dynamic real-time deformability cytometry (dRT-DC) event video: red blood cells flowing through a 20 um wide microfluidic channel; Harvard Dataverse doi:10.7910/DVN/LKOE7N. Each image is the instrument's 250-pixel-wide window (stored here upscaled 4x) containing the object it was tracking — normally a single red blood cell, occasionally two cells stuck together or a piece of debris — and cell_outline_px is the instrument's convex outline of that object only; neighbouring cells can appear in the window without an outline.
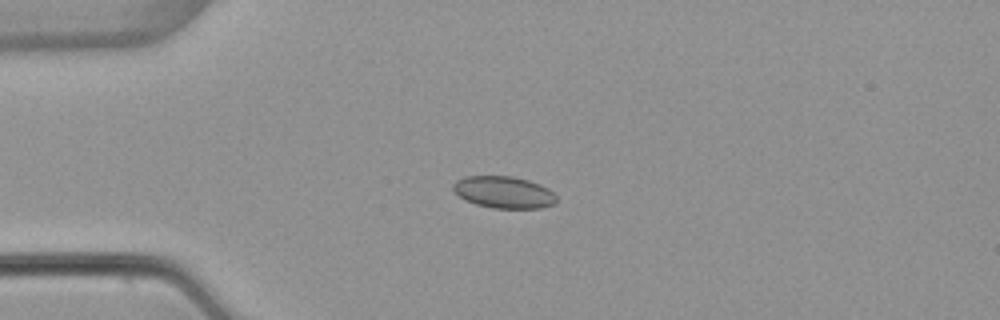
{"species": "common noctule bat (a hibernating species)", "species_latin": "Nyctalus noctula", "temperature_condition": "warm", "stored_images_in_passage": 40, "camera_frame_rate_fps": 3000, "um_per_image_px": 0.085, "animal": {"sex": "female", "body_mass_g": 22.7, "forearm_length_mm": 54.2}, "frame": {"image": 1, "passage_image": 1, "time_ms": 0.0, "image_size_px": [1000, 320], "cell_outline_px": [[556, 200], [552, 204], [540, 208], [492, 208], [476, 204], [460, 196], [452, 188], [452, 184], [456, 180], [464, 176], [512, 176], [528, 180], [540, 184], [548, 188], [556, 196]], "centroid_in_image_um": [42.81, 16.33], "position_along_channel_um": 42.2, "area_um2": 19.07}}
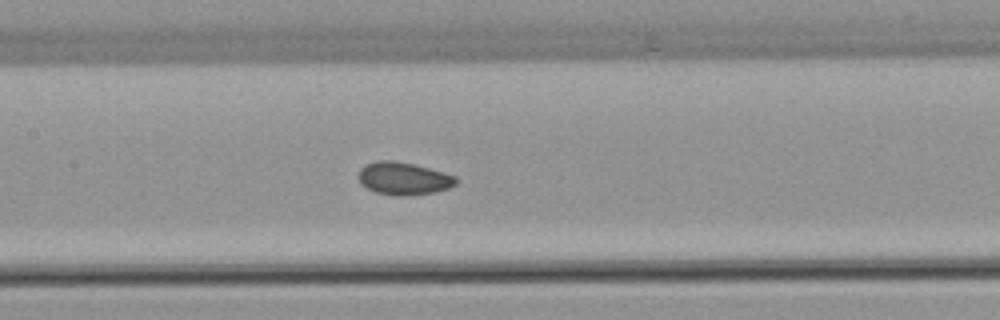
{"frame": {"image": 2, "passage_image": 13, "time_ms": 4.0, "image_size_px": [1000, 320], "cell_outline_px": [[456, 184], [448, 188], [436, 192], [404, 196], [392, 196], [376, 192], [360, 184], [360, 168], [364, 164], [380, 160], [392, 160], [416, 164], [444, 172], [456, 176]], "centroid_in_image_um": [34.31, 15.17], "position_along_channel_um": 173.1, "area_um2": 18.67}}
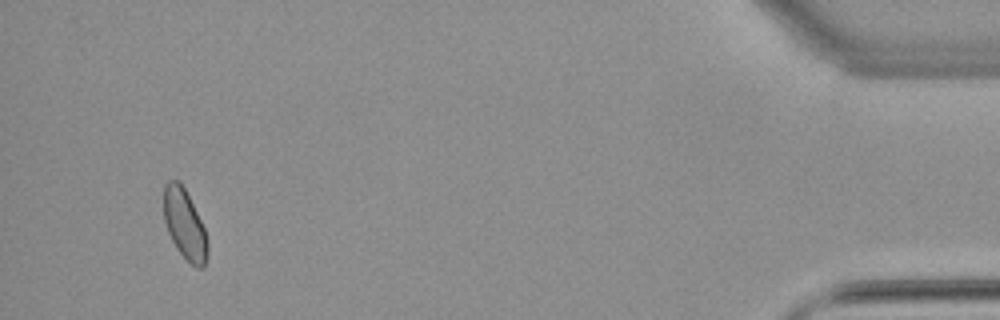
{"frame": {"image": 3, "passage_image": 38, "time_ms": 12.333, "image_size_px": [1000, 320], "cell_outline_px": [[208, 252], [204, 268], [196, 268], [176, 248], [168, 232], [164, 220], [164, 184], [168, 180], [180, 180], [204, 228], [208, 240]], "centroid_in_image_um": [15.69, 19.07], "position_along_channel_um": 419.5, "area_um2": 17.69}, "authors_computed_cell_mechanics": {"area_um2": 18.1781, "velocity_mm_per_s": 3.8801, "shape_relaxation_time_tau1_ms": 7.8708, "shape_relaxation_time_tau2_ms": 2.7869, "deformation_change_tau1": 0.1026, "deformation_change_tau2": 0.0547}}